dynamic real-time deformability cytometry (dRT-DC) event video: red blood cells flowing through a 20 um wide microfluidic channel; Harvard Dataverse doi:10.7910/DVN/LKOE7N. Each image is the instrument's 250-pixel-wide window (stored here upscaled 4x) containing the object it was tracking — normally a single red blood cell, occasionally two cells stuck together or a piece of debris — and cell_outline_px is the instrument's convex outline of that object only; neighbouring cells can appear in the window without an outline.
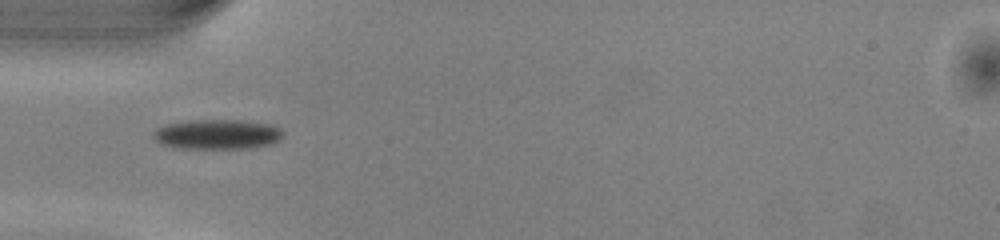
{"species": "common noctule bat (a hibernating species)", "species_latin": "Nyctalus noctula", "temperature_condition": "warm", "stored_images_in_passage": 34, "camera_frame_rate_fps": 3000, "um_per_image_px": 0.085, "animal": {"sex": "male", "body_mass_g": 13.0, "forearm_length_mm": 53.1}, "frame": {"image": 1, "passage_image": 1, "time_ms": 0.0, "image_size_px": [1000, 240], "cell_outline_px": [[284, 132], [276, 140], [268, 144], [248, 148], [180, 148], [164, 144], [156, 140], [152, 136], [152, 132], [156, 128], [164, 124], [192, 120], [240, 120], [272, 124], [280, 128]], "centroid_in_image_um": [18.43, 11.4], "position_along_channel_um": 66.6, "area_um2": 22.37}}
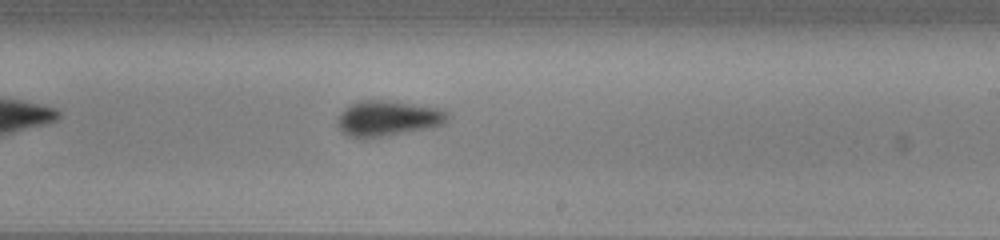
{"frame": {"image": 2, "passage_image": 15, "time_ms": 4.667, "image_size_px": [1000, 240], "cell_outline_px": [[448, 120], [444, 124], [432, 128], [388, 136], [360, 140], [348, 136], [336, 124], [340, 112], [352, 104], [360, 100], [388, 100], [436, 108], [448, 112]], "centroid_in_image_um": [32.95, 10.09], "position_along_channel_um": 256.0, "area_um2": 23.06}}
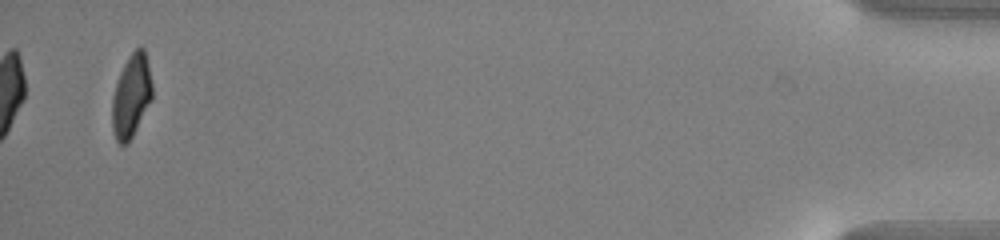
{"frame": {"image": 3, "passage_image": 34, "time_ms": 11.0, "image_size_px": [1000, 240], "cell_outline_px": [[152, 100], [128, 144], [120, 144], [116, 140], [112, 128], [112, 96], [120, 72], [128, 56], [140, 44], [144, 48], [148, 64], [152, 84]], "centroid_in_image_um": [11.16, 8.14], "position_along_channel_um": 424.0, "area_um2": 19.48}, "authors_computed_cell_mechanics": {"area_um2": 21.8195, "velocity_mm_per_s": 4.0686, "shape_relaxation_time_tau1_ms": 2.3243, "shape_relaxation_time_tau2_ms": 2.303, "deformation_change_tau1": 0.1201, "deformation_change_tau2": 0.0719}}